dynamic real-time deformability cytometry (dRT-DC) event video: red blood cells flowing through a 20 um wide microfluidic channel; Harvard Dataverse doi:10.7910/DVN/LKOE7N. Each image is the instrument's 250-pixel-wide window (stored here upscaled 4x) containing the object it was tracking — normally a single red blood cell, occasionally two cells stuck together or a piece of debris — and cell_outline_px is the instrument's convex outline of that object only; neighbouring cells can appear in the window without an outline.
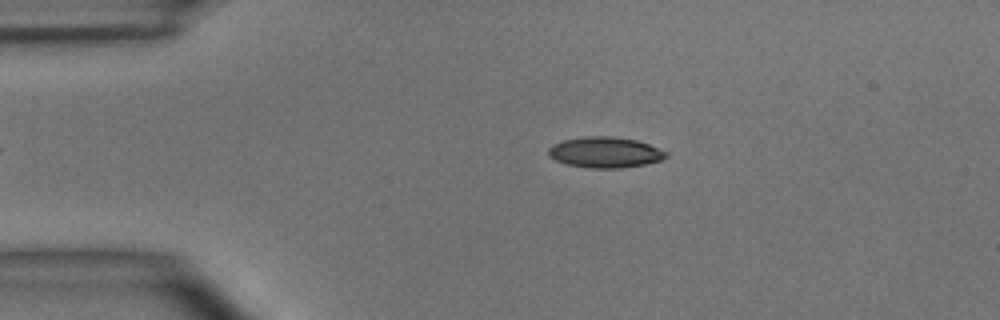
{"species": "common noctule bat (a hibernating species)", "species_latin": "Nyctalus noctula", "temperature_condition": "room temperature", "stored_images_in_passage": 44, "camera_frame_rate_fps": 3000, "um_per_image_px": 0.085, "animal": {"sex": "male", "body_mass_g": 15.6}, "frame": {"image": 1, "passage_image": 4, "time_ms": 1.0, "image_size_px": [1000, 320], "cell_outline_px": [[668, 156], [660, 160], [644, 164], [620, 168], [592, 168], [568, 164], [556, 160], [548, 156], [548, 148], [552, 144], [564, 140], [584, 136], [612, 136], [636, 140], [648, 144], [668, 152]], "centroid_in_image_um": [51.42, 12.94], "position_along_channel_um": 33.6, "area_um2": 20.98}}
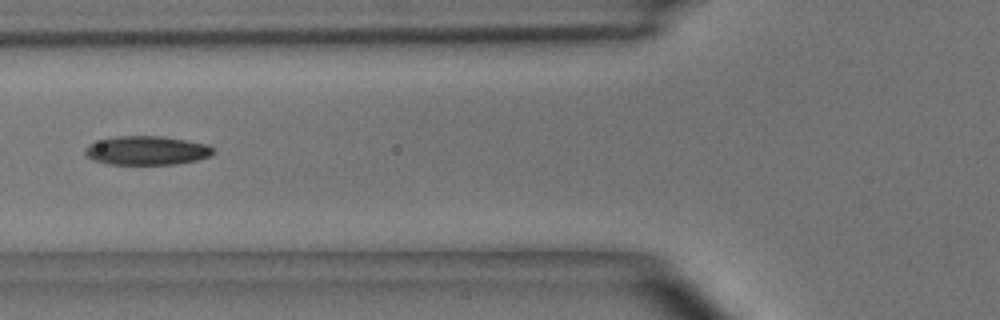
{"frame": {"image": 2, "passage_image": 13, "time_ms": 4.0, "image_size_px": [1000, 320], "cell_outline_px": [[212, 152], [208, 156], [196, 160], [176, 164], [108, 164], [92, 160], [84, 152], [84, 148], [88, 144], [100, 140], [116, 136], [160, 136], [208, 144], [212, 148]], "centroid_in_image_um": [12.42, 12.79], "position_along_channel_um": 113.4, "area_um2": 21.39}}
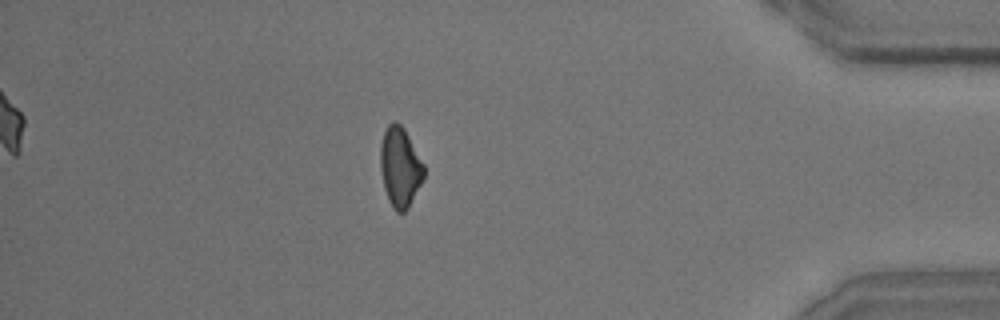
{"frame": {"image": 3, "passage_image": 38, "time_ms": 12.333, "image_size_px": [1000, 320], "cell_outline_px": [[424, 176], [408, 208], [404, 212], [396, 212], [392, 208], [388, 200], [384, 188], [380, 168], [380, 144], [384, 132], [388, 124], [392, 120], [396, 120], [404, 128], [424, 164]], "centroid_in_image_um": [33.98, 14.18], "position_along_channel_um": 401.2, "area_um2": 20.29}, "authors_computed_cell_mechanics": {"area_um2": 20.8947, "velocity_mm_per_s": 3.9453, "shape_relaxation_time_tau1_ms": 3.5233, "shape_relaxation_time_tau2_ms": 3.4266, "deformation_change_tau1": 0.1203, "deformation_change_tau2": 0.1039}}